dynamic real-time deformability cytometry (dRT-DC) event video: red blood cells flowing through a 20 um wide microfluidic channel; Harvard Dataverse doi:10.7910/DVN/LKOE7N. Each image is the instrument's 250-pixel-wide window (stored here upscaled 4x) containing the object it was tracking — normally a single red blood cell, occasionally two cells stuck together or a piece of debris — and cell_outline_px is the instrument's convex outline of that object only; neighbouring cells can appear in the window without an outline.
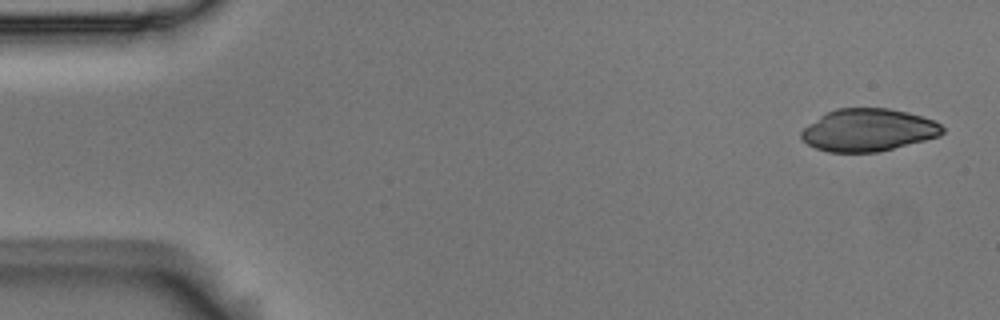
{"species": "Egyptian fruit bat (a non-hibernating species)", "species_latin": "Rousettus aegyptiacus", "temperature_condition": "room temperature", "stored_images_in_passage": 4, "camera_frame_rate_fps": 3000, "um_per_image_px": 0.085, "animal": {"sex": "male"}, "frame": {"image": 1, "passage_image": 1, "time_ms": 0.0, "image_size_px": [1000, 320], "cell_outline_px": [[944, 132], [940, 136], [876, 152], [828, 152], [816, 148], [808, 144], [800, 136], [800, 132], [808, 124], [820, 116], [836, 108], [888, 108], [908, 112], [924, 116], [936, 120], [944, 128]], "centroid_in_image_um": [73.82, 11.04], "position_along_channel_um": 11.2, "area_um2": 34.91}}